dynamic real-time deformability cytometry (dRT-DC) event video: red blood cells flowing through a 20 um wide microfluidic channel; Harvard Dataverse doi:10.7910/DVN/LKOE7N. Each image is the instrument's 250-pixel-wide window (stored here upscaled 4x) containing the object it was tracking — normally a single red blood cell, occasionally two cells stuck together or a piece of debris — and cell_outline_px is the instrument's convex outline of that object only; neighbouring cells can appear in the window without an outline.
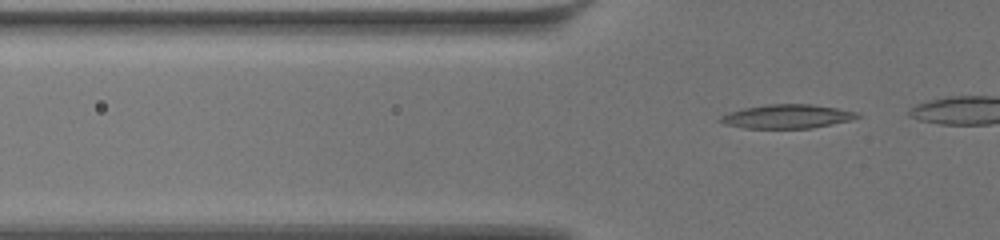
{"species": "common noctule bat (a hibernating species)", "species_latin": "Nyctalus noctula", "temperature_condition": "warm", "stored_images_in_passage": 10, "camera_frame_rate_fps": 3000, "um_per_image_px": 0.085, "animal": {"sex": "female", "body_mass_g": 19.5, "forearm_length_mm": 54.1}, "frame": {"image": 1, "passage_image": 2, "time_ms": 0.333, "image_size_px": [1000, 240], "cell_outline_px": [[860, 116], [852, 120], [812, 128], [744, 128], [724, 124], [716, 120], [720, 116], [728, 112], [744, 108], [768, 104], [812, 104], [836, 108], [856, 112]], "centroid_in_image_um": [66.85, 9.9], "position_along_channel_um": 58.9, "area_um2": 19.07}}
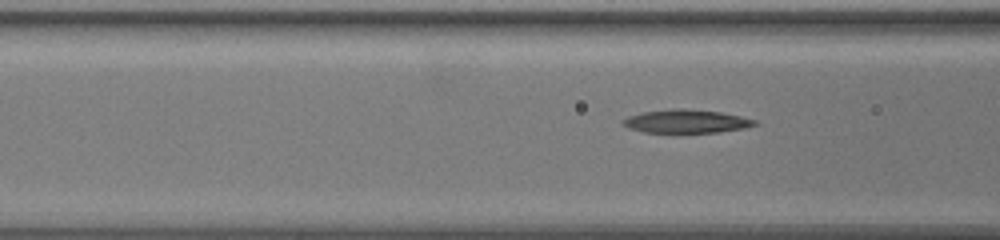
{"frame": {"image": 2, "passage_image": 7, "time_ms": 2.0, "image_size_px": [1000, 240], "cell_outline_px": [[760, 124], [744, 128], [720, 132], [644, 132], [628, 128], [624, 124], [624, 120], [628, 116], [644, 112], [672, 108], [680, 108], [720, 112], [740, 116], [756, 120]], "centroid_in_image_um": [58.38, 10.31], "position_along_channel_um": 108.2, "area_um2": 17.74}}